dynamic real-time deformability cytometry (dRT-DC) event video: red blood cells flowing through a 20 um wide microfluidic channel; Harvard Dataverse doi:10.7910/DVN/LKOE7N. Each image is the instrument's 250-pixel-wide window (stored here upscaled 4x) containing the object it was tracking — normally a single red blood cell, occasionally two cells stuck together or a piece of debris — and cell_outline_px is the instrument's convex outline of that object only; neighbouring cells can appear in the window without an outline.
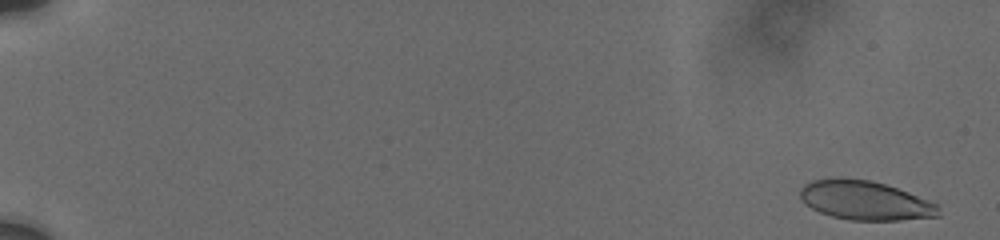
{"species": "human", "species_latin": "Homo sapiens", "temperature_condition": "cold", "stored_images_in_passage": 17, "camera_frame_rate_fps": 3000, "um_per_image_px": 0.085, "donor": {"sex": "male"}, "frame": {"image": 1, "passage_image": 2, "time_ms": 0.667, "image_size_px": [1000, 240], "cell_outline_px": [[940, 216], [900, 220], [848, 220], [832, 216], [820, 212], [812, 208], [800, 200], [800, 188], [804, 184], [812, 180], [836, 176], [840, 176], [868, 180], [884, 184], [908, 192], [928, 200], [936, 204]], "centroid_in_image_um": [73.47, 17.02], "position_along_channel_um": 11.5, "area_um2": 31.67}}
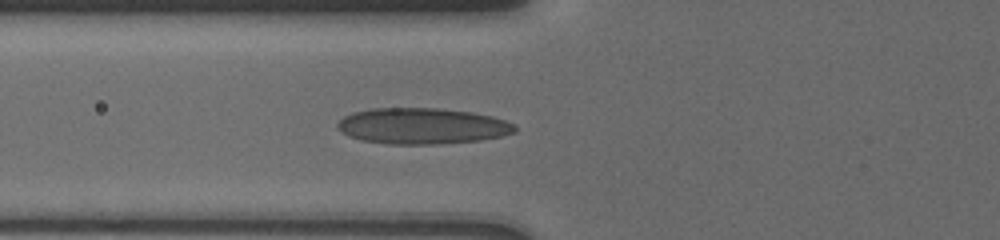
{"frame": {"image": 2, "passage_image": 13, "time_ms": 8.0, "image_size_px": [1000, 240], "cell_outline_px": [[516, 132], [500, 136], [480, 140], [436, 144], [388, 144], [360, 140], [348, 136], [340, 132], [336, 128], [336, 124], [344, 116], [352, 112], [372, 108], [436, 108], [472, 112], [492, 116], [516, 124]], "centroid_in_image_um": [35.85, 10.71], "position_along_channel_um": 89.9, "area_um2": 37.45}}
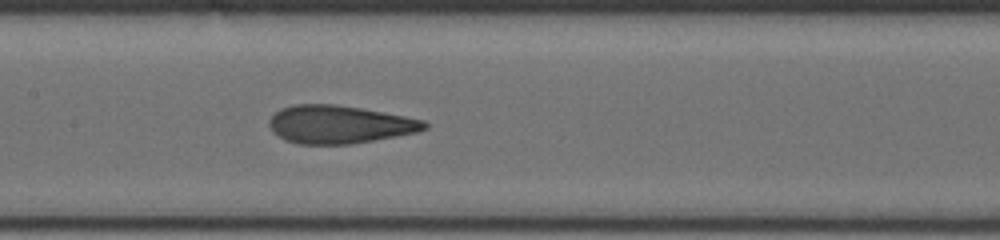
{"frame": {"image": 3, "passage_image": 17, "time_ms": 10.333, "image_size_px": [1000, 240], "cell_outline_px": [[428, 128], [416, 132], [396, 136], [352, 144], [296, 144], [284, 140], [272, 132], [268, 124], [268, 120], [280, 108], [296, 104], [332, 104], [360, 108], [404, 116], [424, 120], [428, 124]], "centroid_in_image_um": [28.8, 10.58], "position_along_channel_um": 178.6, "area_um2": 34.39}}